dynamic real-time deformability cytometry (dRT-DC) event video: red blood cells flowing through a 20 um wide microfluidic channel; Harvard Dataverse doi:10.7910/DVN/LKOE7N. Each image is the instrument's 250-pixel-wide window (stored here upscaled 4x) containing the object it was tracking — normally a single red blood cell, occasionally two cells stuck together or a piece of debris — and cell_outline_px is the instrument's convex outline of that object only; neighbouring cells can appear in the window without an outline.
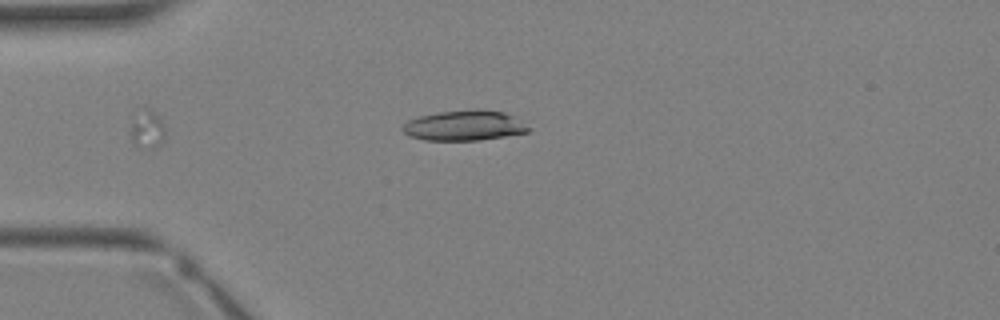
{"species": "Egyptian fruit bat (a non-hibernating species)", "species_latin": "Rousettus aegyptiacus", "temperature_condition": "warm", "stored_images_in_passage": 3, "camera_frame_rate_fps": 3000, "um_per_image_px": 0.085, "animal": {"sex": "female"}, "frame": {"image": 1, "passage_image": 3, "time_ms": 2.333, "image_size_px": [1000, 320], "cell_outline_px": [[532, 128], [528, 132], [480, 140], [424, 140], [408, 136], [400, 128], [408, 120], [420, 116], [440, 112], [476, 108], [504, 112], [512, 116]], "centroid_in_image_um": [39.45, 10.67], "position_along_channel_um": 45.5, "area_um2": 22.2}}